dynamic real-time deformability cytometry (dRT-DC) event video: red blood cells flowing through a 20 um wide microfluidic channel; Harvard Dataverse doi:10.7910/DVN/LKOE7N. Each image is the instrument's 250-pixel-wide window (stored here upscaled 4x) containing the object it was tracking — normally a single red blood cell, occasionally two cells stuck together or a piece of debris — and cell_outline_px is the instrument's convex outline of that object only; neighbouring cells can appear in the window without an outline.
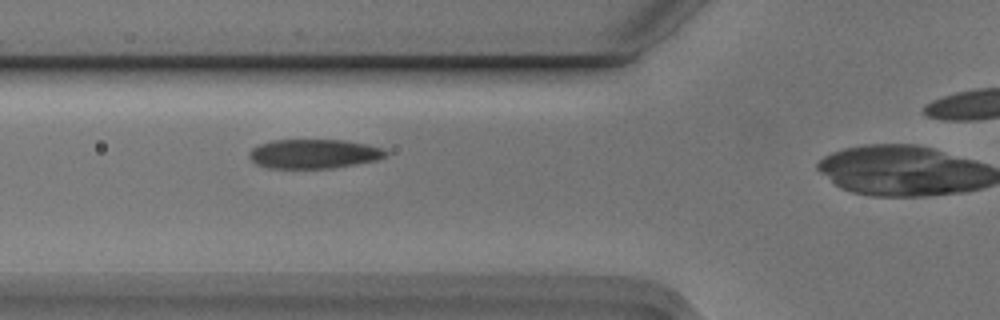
{"species": "Egyptian fruit bat (a non-hibernating species)", "species_latin": "Rousettus aegyptiacus", "temperature_condition": "cold", "stored_images_in_passage": 6, "camera_frame_rate_fps": 3000, "um_per_image_px": 0.085, "animal": {"sex": "male"}, "frame": {"image": 1, "passage_image": 5, "time_ms": 1.333, "image_size_px": [1000, 320], "cell_outline_px": [[388, 156], [380, 160], [332, 168], [268, 168], [256, 164], [248, 156], [248, 152], [252, 148], [260, 144], [272, 140], [344, 140], [368, 144], [380, 148], [388, 152]], "centroid_in_image_um": [26.69, 13.08], "position_along_channel_um": 99.1, "area_um2": 23.47}}